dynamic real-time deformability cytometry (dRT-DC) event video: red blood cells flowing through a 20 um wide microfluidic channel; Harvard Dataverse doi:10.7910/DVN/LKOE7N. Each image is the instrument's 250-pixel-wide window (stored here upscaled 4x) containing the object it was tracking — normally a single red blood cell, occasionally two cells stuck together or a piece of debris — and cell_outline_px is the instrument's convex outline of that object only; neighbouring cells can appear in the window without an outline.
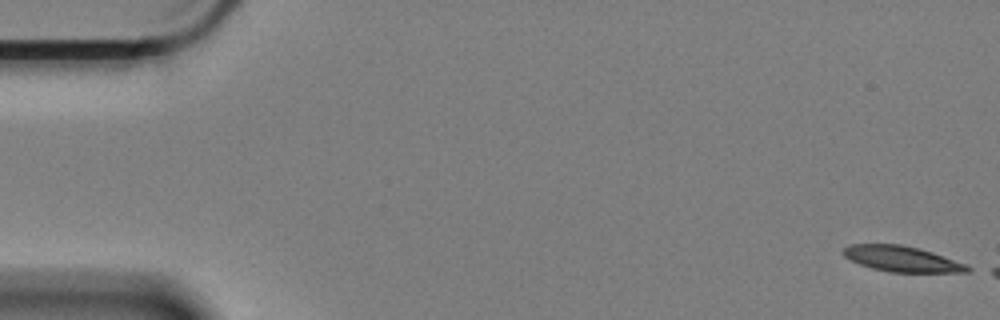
{"species": "Egyptian fruit bat (a non-hibernating species)", "species_latin": "Rousettus aegyptiacus", "temperature_condition": "cold", "stored_images_in_passage": 13, "camera_frame_rate_fps": 3000, "um_per_image_px": 0.085, "animal": {"sex": "female"}, "frame": {"image": 1, "passage_image": 1, "time_ms": 0.0, "image_size_px": [1000, 320], "cell_outline_px": [[976, 268], [968, 272], [888, 272], [872, 268], [860, 264], [844, 256], [840, 252], [848, 244], [900, 244], [920, 248], [968, 264]], "centroid_in_image_um": [76.71, 22.0], "position_along_channel_um": 8.3, "area_um2": 18.79}}